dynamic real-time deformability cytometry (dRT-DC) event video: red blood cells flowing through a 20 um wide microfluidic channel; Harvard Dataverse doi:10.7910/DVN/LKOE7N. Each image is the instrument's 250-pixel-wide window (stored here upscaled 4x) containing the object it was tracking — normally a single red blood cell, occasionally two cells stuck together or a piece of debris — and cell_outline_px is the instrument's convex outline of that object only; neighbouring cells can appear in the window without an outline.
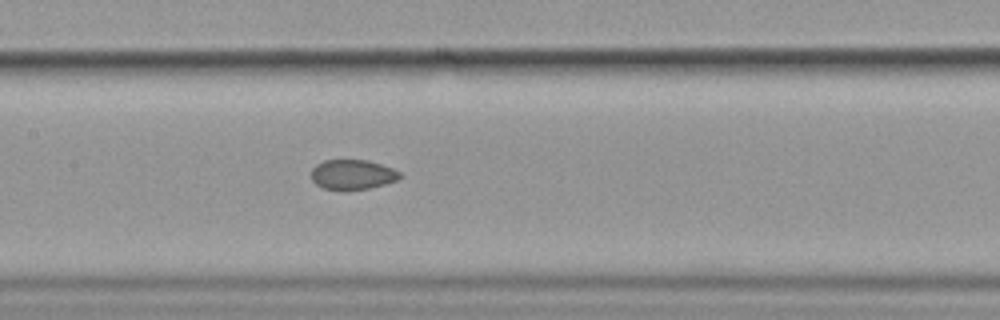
{"species": "common noctule bat (a hibernating species)", "species_latin": "Nyctalus noctula", "temperature_condition": "cold", "stored_images_in_passage": 8, "camera_frame_rate_fps": 3000, "um_per_image_px": 0.085, "animal": {"sex": "female", "body_mass_g": 19.9}, "frame": {"image": 1, "passage_image": 8, "time_ms": 9.0, "image_size_px": [1000, 320], "cell_outline_px": [[400, 176], [396, 180], [384, 184], [368, 188], [344, 192], [324, 188], [316, 184], [312, 180], [312, 168], [316, 164], [324, 160], [368, 160], [392, 168], [400, 172]], "centroid_in_image_um": [29.92, 14.85], "position_along_channel_um": 177.5, "area_um2": 15.55}}